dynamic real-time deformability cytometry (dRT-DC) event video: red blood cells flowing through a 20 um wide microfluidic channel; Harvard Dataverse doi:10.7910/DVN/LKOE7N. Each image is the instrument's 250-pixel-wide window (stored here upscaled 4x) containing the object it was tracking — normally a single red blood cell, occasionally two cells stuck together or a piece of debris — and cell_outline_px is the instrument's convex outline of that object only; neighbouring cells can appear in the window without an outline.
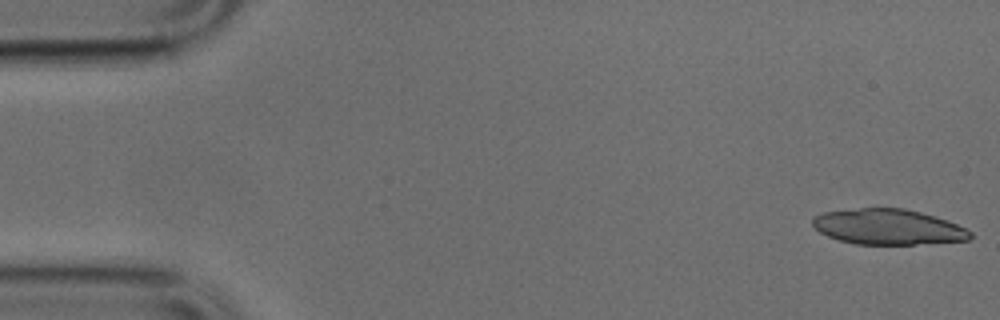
{"species": "common noctule bat (a hibernating species)", "species_latin": "Nyctalus noctula", "temperature_condition": "cold", "stored_images_in_passage": 17, "camera_frame_rate_fps": 3000, "um_per_image_px": 0.085, "animal": {"sex": "male", "body_mass_g": 17.9, "forearm_length_mm": 54.2}, "frame": {"image": 1, "passage_image": 1, "time_ms": 0.0, "image_size_px": [1000, 320], "cell_outline_px": [[972, 236], [968, 240], [916, 244], [856, 244], [840, 240], [828, 236], [820, 232], [812, 224], [812, 216], [824, 212], [860, 208], [904, 208], [920, 212], [948, 220], [972, 232]], "centroid_in_image_um": [75.47, 19.28], "position_along_channel_um": 9.5, "area_um2": 32.43}}